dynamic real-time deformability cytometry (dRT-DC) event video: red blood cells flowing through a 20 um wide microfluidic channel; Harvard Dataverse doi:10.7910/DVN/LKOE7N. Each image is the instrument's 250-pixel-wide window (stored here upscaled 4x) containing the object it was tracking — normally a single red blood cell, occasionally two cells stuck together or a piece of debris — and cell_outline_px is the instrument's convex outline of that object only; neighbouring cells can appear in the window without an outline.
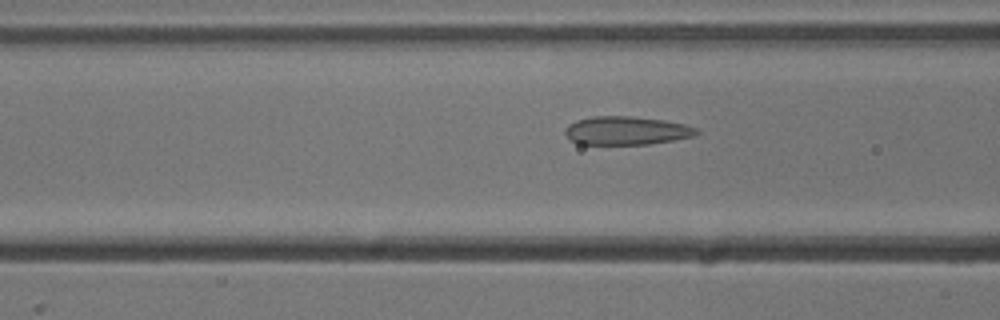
{"species": "common noctule bat (a hibernating species)", "species_latin": "Nyctalus noctula", "temperature_condition": "cold", "stored_images_in_passage": 51, "camera_frame_rate_fps": 3000, "um_per_image_px": 0.085, "animal": {"sex": "male", "body_mass_g": 13.3}, "frame": {"image": 1, "passage_image": 18, "time_ms": 5.667, "image_size_px": [1000, 320], "cell_outline_px": [[700, 132], [696, 136], [648, 144], [580, 144], [572, 140], [564, 132], [564, 128], [568, 124], [576, 120], [592, 116], [628, 116], [664, 120], [684, 124], [696, 128]], "centroid_in_image_um": [53.24, 11.1], "position_along_channel_um": 113.4, "area_um2": 21.73}}
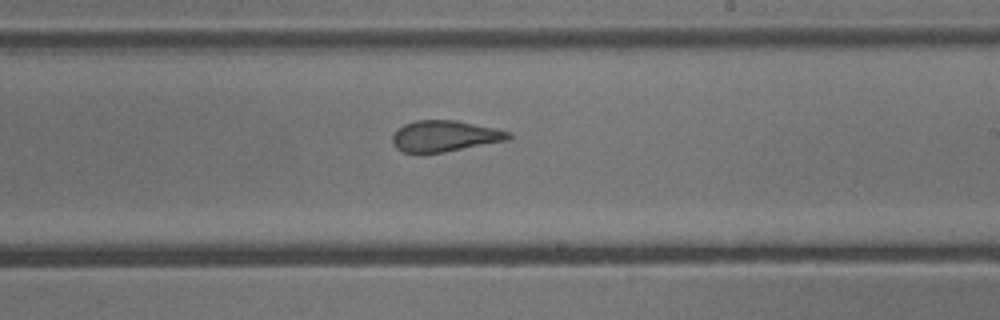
{"frame": {"image": 2, "passage_image": 29, "time_ms": 9.333, "image_size_px": [1000, 320], "cell_outline_px": [[512, 136], [508, 140], [444, 152], [404, 152], [396, 148], [392, 144], [392, 136], [404, 124], [416, 120], [456, 120], [496, 128], [512, 132]], "centroid_in_image_um": [37.83, 11.55], "position_along_channel_um": 251.2, "area_um2": 20.92}}
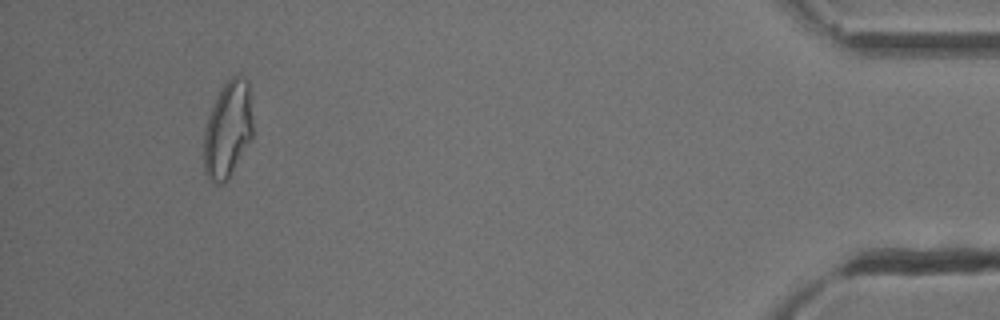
{"frame": {"image": 3, "passage_image": 48, "time_ms": 15.667, "image_size_px": [1000, 320], "cell_outline_px": [[252, 140], [228, 180], [224, 184], [212, 184], [208, 180], [204, 172], [204, 128], [208, 116], [216, 96], [220, 88], [232, 76], [236, 76], [248, 80], [252, 120]], "centroid_in_image_um": [19.35, 11.08], "position_along_channel_um": 415.9, "area_um2": 28.03}, "authors_computed_cell_mechanics": {"area_um2": 23.4668, "velocity_mm_per_s": 3.7512, "shape_relaxation_time_tau1_ms": null, "shape_relaxation_time_tau2_ms": 1.2171, "deformation_change_tau1": null, "deformation_change_tau2": 0.0942}}